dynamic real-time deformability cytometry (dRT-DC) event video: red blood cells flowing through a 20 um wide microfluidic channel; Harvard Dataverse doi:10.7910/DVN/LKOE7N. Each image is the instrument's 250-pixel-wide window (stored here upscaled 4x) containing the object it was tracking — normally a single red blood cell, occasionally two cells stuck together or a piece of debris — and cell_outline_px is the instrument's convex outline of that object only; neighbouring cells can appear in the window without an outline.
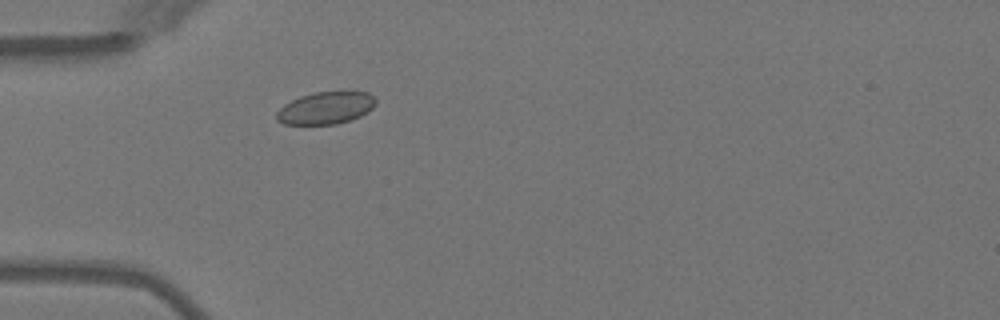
{"species": "Egyptian fruit bat (a non-hibernating species)", "species_latin": "Rousettus aegyptiacus", "temperature_condition": "warm", "stored_images_in_passage": 1, "camera_frame_rate_fps": 3000, "um_per_image_px": 0.085, "animal": {"sex": "female"}, "frame": {"image": 1, "passage_image": 1, "time_ms": 0.0, "image_size_px": [1000, 320], "cell_outline_px": [[376, 104], [368, 112], [352, 120], [336, 124], [284, 124], [276, 120], [276, 112], [284, 104], [300, 96], [316, 92], [340, 88], [344, 88], [368, 92], [376, 100]], "centroid_in_image_um": [27.74, 9.12], "position_along_channel_um": 57.3, "area_um2": 19.42}}